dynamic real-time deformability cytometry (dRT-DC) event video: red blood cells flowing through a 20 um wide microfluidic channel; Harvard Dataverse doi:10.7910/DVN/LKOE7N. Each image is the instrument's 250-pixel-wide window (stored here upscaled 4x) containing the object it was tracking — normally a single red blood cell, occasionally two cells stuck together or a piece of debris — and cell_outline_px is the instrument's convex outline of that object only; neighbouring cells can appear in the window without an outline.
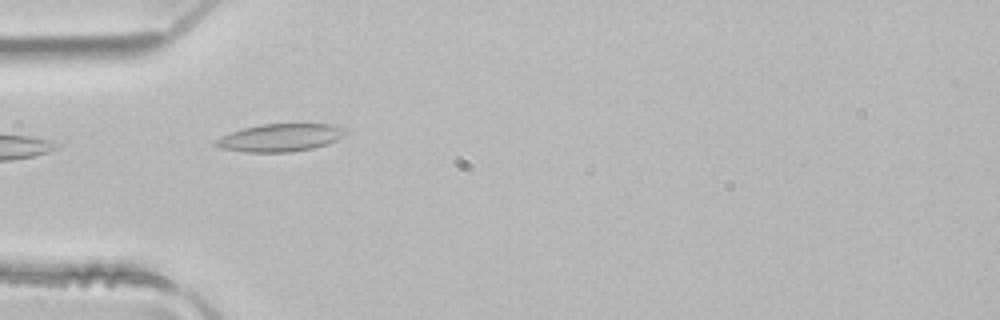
{"species": "common noctule bat (a hibernating species)", "species_latin": "Nyctalus noctula", "temperature_condition": "room temperature", "stored_images_in_passage": 2, "camera_frame_rate_fps": 3000, "um_per_image_px": 0.085, "animal": {"sex": "male", "body_mass_g": 21.5, "forearm_length_mm": 52.0}, "frame": {"image": 1, "passage_image": 1, "time_ms": 0.0, "image_size_px": [1000, 320], "cell_outline_px": [[348, 132], [344, 136], [336, 140], [312, 148], [288, 152], [248, 152], [220, 148], [212, 144], [212, 140], [220, 136], [244, 128], [260, 124], [336, 124], [344, 128]], "centroid_in_image_um": [23.79, 11.69], "position_along_channel_um": 61.2, "area_um2": 20.98}}
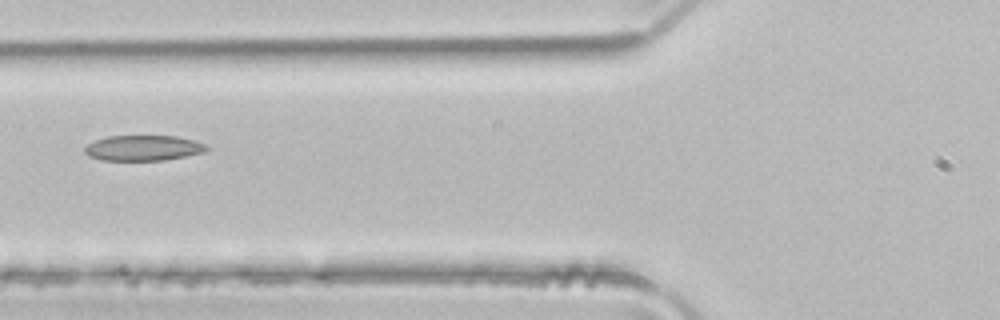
{"frame": {"image": 2, "passage_image": 2, "time_ms": 0.333, "image_size_px": [1000, 320], "cell_outline_px": [[208, 148], [204, 152], [164, 160], [100, 160], [88, 156], [84, 152], [84, 148], [88, 144], [96, 140], [108, 136], [176, 136], [192, 140], [204, 144]], "centroid_in_image_um": [12.13, 12.58], "position_along_channel_um": 113.7, "area_um2": 17.86}}